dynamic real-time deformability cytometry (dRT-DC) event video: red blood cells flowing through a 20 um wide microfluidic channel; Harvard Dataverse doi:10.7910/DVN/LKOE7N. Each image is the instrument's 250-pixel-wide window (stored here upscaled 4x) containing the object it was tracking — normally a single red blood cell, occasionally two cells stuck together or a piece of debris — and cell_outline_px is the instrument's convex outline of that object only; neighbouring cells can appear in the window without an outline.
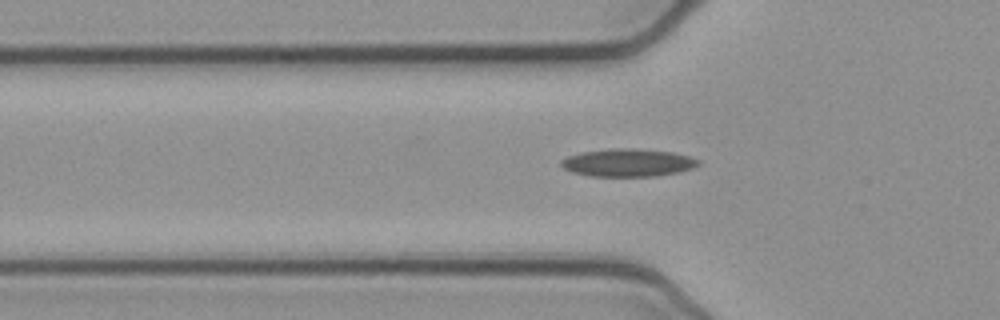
{"species": "common noctule bat (a hibernating species)", "species_latin": "Nyctalus noctula", "temperature_condition": "cold", "stored_images_in_passage": 36, "camera_frame_rate_fps": 3000, "um_per_image_px": 0.085, "animal": {"sex": "female", "body_mass_g": 21.9}, "frame": {"image": 1, "passage_image": 7, "time_ms": 2.0, "image_size_px": [1000, 320], "cell_outline_px": [[700, 164], [692, 168], [680, 172], [656, 176], [588, 176], [572, 172], [564, 168], [560, 164], [560, 160], [568, 156], [580, 152], [612, 148], [632, 148], [672, 152], [688, 156], [700, 160]], "centroid_in_image_um": [53.36, 13.83], "position_along_channel_um": 72.4, "area_um2": 22.31}}
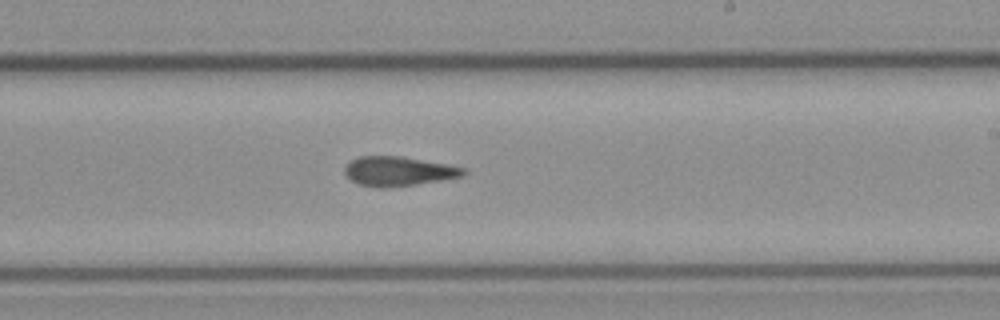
{"frame": {"image": 2, "passage_image": 21, "time_ms": 6.667, "image_size_px": [1000, 320], "cell_outline_px": [[468, 172], [464, 176], [416, 184], [384, 188], [376, 188], [356, 184], [344, 172], [344, 168], [352, 160], [360, 156], [400, 156], [448, 164], [468, 168]], "centroid_in_image_um": [33.9, 14.56], "position_along_channel_um": 255.1, "area_um2": 20.46}}
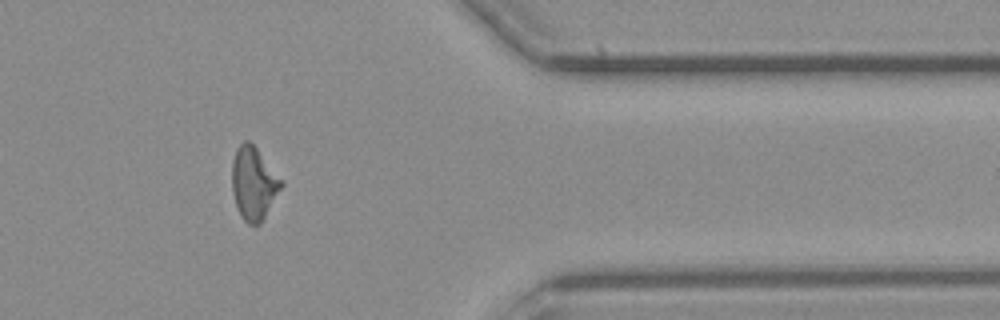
{"frame": {"image": 3, "passage_image": 33, "time_ms": 10.667, "image_size_px": [1000, 320], "cell_outline_px": [[284, 184], [260, 224], [248, 224], [240, 216], [232, 192], [232, 160], [236, 148], [244, 140], [248, 140], [256, 148], [284, 180]], "centroid_in_image_um": [21.56, 15.57], "position_along_channel_um": 389.8, "area_um2": 20.98}, "authors_computed_cell_mechanics": {"area_um2": 20.6924, "velocity_mm_per_s": 3.8888, "shape_relaxation_time_tau1_ms": null, "shape_relaxation_time_tau2_ms": 2.5256, "deformation_change_tau1": null, "deformation_change_tau2": 0.1155}}